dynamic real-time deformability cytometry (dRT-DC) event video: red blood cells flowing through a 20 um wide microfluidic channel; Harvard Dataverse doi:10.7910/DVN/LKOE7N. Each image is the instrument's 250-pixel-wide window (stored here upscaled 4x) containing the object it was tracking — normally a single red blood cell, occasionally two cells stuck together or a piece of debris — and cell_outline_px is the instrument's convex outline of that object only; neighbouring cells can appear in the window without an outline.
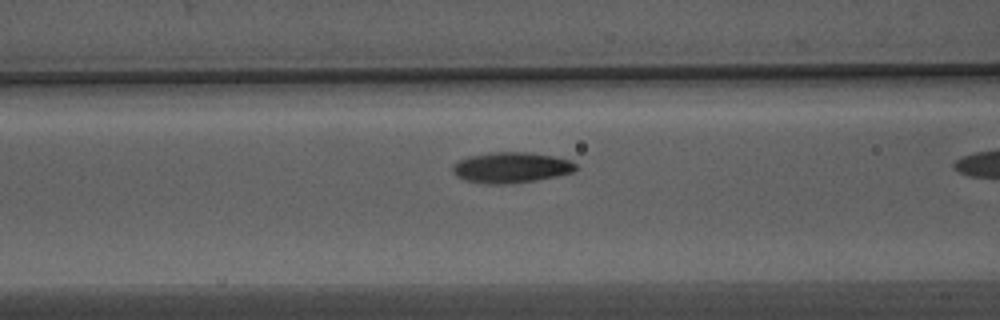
{"species": "Egyptian fruit bat (a non-hibernating species)", "species_latin": "Rousettus aegyptiacus", "temperature_condition": "warm", "stored_images_in_passage": 7, "camera_frame_rate_fps": 3000, "um_per_image_px": 0.085, "animal": {"sex": "male"}, "frame": {"image": 1, "passage_image": 6, "time_ms": 1.667, "image_size_px": [1000, 320], "cell_outline_px": [[580, 168], [572, 172], [556, 176], [536, 180], [512, 184], [484, 184], [464, 180], [456, 176], [452, 172], [452, 164], [468, 156], [488, 152], [528, 152], [552, 156], [572, 160]], "centroid_in_image_um": [43.43, 14.24], "position_along_channel_um": 123.2, "area_um2": 22.37}}